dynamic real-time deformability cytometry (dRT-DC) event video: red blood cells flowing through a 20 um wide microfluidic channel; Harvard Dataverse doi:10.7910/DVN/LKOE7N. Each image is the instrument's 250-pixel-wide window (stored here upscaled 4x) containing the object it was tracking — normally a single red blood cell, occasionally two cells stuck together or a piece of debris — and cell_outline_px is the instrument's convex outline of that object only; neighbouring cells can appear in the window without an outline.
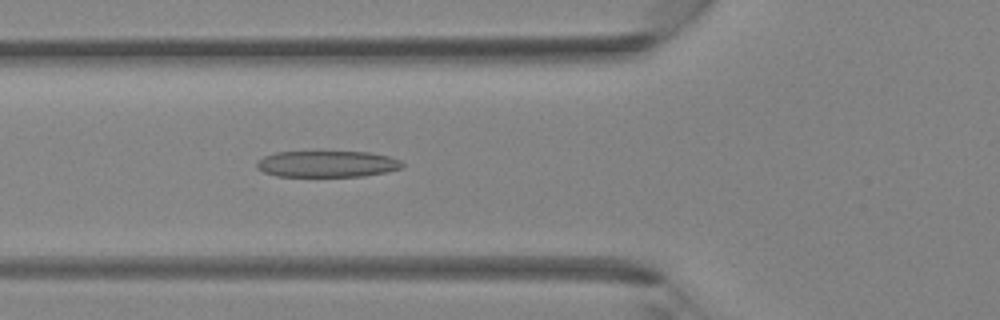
{"species": "Egyptian fruit bat (a non-hibernating species)", "species_latin": "Rousettus aegyptiacus", "temperature_condition": "room temperature", "stored_images_in_passage": 41, "camera_frame_rate_fps": 3000, "um_per_image_px": 0.085, "animal": {"sex": "female"}, "frame": {"image": 1, "passage_image": 15, "time_ms": 4.667, "image_size_px": [1000, 320], "cell_outline_px": [[404, 164], [400, 168], [384, 172], [364, 176], [276, 176], [264, 172], [256, 168], [256, 160], [264, 156], [276, 152], [368, 152], [388, 156], [400, 160]], "centroid_in_image_um": [27.76, 13.93], "position_along_channel_um": 98.0, "area_um2": 22.25}}
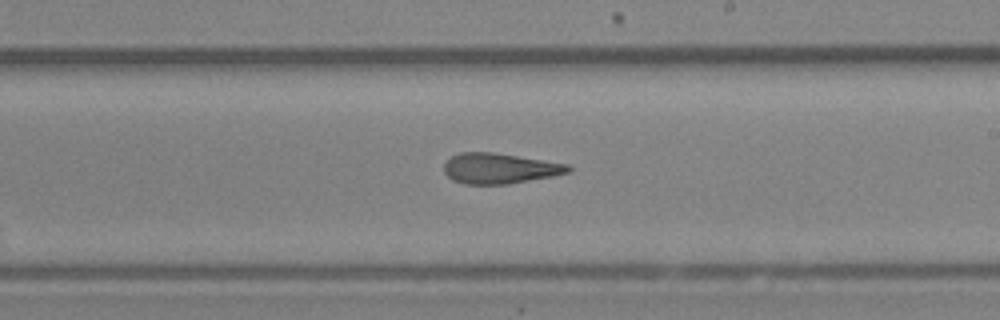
{"frame": {"image": 2, "passage_image": 24, "time_ms": 7.667, "image_size_px": [1000, 320], "cell_outline_px": [[572, 172], [552, 176], [508, 184], [464, 184], [452, 180], [444, 172], [444, 164], [452, 156], [460, 152], [492, 152], [568, 164], [572, 168]], "centroid_in_image_um": [42.47, 14.32], "position_along_channel_um": 246.5, "area_um2": 21.96}}
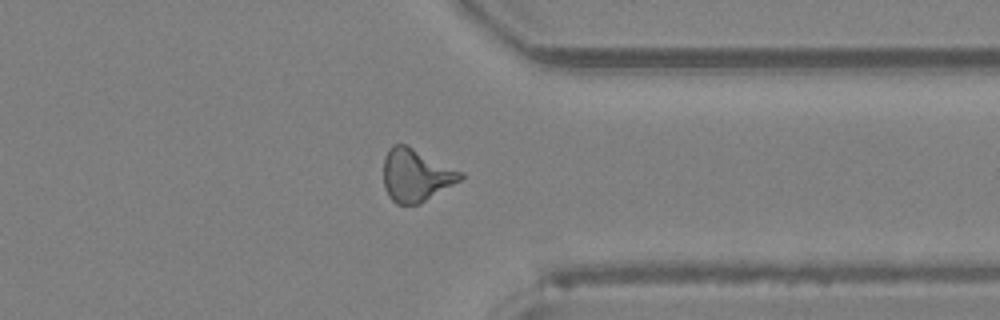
{"frame": {"image": 3, "passage_image": 32, "time_ms": 10.333, "image_size_px": [1000, 320], "cell_outline_px": [[464, 176], [460, 180], [420, 204], [396, 204], [388, 196], [384, 188], [384, 156], [388, 148], [392, 144], [408, 144], [464, 172]], "centroid_in_image_um": [35.34, 14.86], "position_along_channel_um": 376.1, "area_um2": 23.93}}